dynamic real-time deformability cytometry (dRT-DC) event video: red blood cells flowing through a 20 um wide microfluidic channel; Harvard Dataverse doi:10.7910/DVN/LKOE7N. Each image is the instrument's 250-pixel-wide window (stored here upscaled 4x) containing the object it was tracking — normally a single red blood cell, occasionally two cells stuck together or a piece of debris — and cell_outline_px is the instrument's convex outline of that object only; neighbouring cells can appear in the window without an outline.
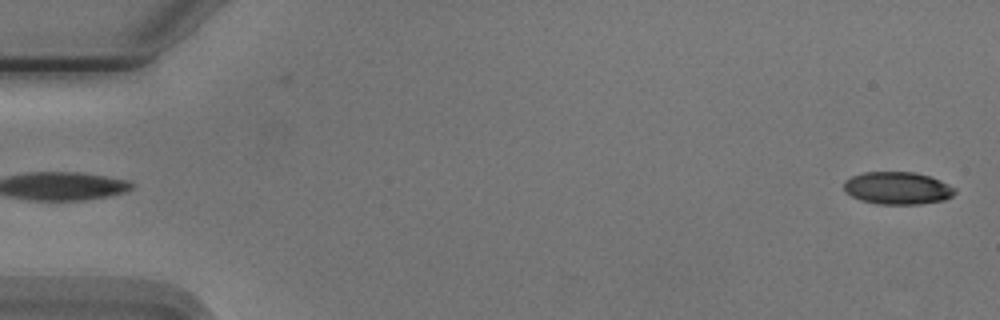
{"species": "Egyptian fruit bat (a non-hibernating species)", "species_latin": "Rousettus aegyptiacus", "temperature_condition": "cold", "stored_images_in_passage": 50, "camera_frame_rate_fps": 3000, "um_per_image_px": 0.085, "animal": {"sex": "male"}, "frame": {"image": 1, "passage_image": 1, "time_ms": 0.0, "image_size_px": [1000, 320], "cell_outline_px": [[956, 192], [952, 196], [944, 200], [920, 204], [876, 204], [860, 200], [852, 196], [844, 188], [844, 180], [852, 176], [864, 172], [916, 172], [940, 180], [956, 188]], "centroid_in_image_um": [76.3, 15.99], "position_along_channel_um": 8.7, "area_um2": 21.04}}
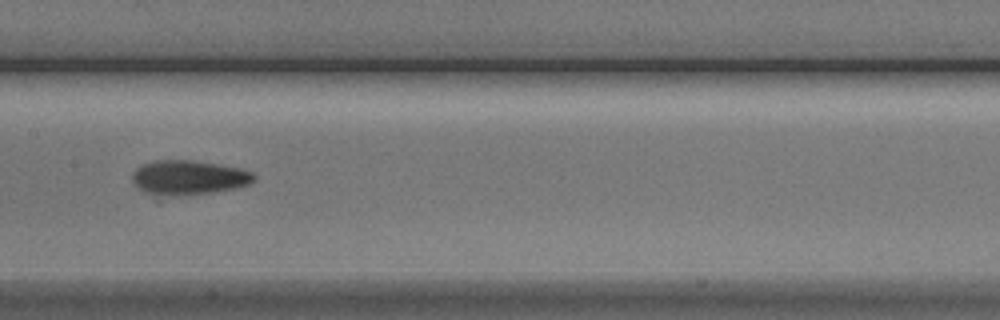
{"frame": {"image": 2, "passage_image": 27, "time_ms": 8.667, "image_size_px": [1000, 320], "cell_outline_px": [[256, 180], [248, 184], [232, 188], [212, 192], [172, 196], [168, 196], [144, 192], [132, 180], [132, 172], [136, 168], [152, 160], [192, 160], [240, 168], [252, 172], [256, 176]], "centroid_in_image_um": [16.02, 15.08], "position_along_channel_um": 191.4, "area_um2": 24.22}}
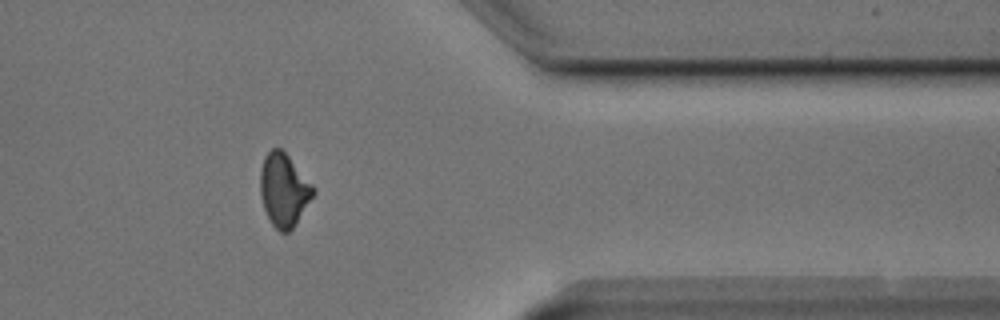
{"frame": {"image": 3, "passage_image": 44, "time_ms": 14.333, "image_size_px": [1000, 320], "cell_outline_px": [[316, 192], [292, 228], [288, 232], [280, 232], [272, 224], [264, 208], [260, 196], [260, 168], [264, 156], [272, 148], [280, 148], [288, 156], [316, 188]], "centroid_in_image_um": [24.12, 16.13], "position_along_channel_um": 387.3, "area_um2": 22.37}, "authors_computed_cell_mechanics": {"area_um2": 22.8599, "velocity_mm_per_s": 3.7515, "shape_relaxation_time_tau1_ms": 3.8562, "shape_relaxation_time_tau2_ms": 2.9959, "deformation_change_tau1": 0.1429, "deformation_change_tau2": 0.0971}}